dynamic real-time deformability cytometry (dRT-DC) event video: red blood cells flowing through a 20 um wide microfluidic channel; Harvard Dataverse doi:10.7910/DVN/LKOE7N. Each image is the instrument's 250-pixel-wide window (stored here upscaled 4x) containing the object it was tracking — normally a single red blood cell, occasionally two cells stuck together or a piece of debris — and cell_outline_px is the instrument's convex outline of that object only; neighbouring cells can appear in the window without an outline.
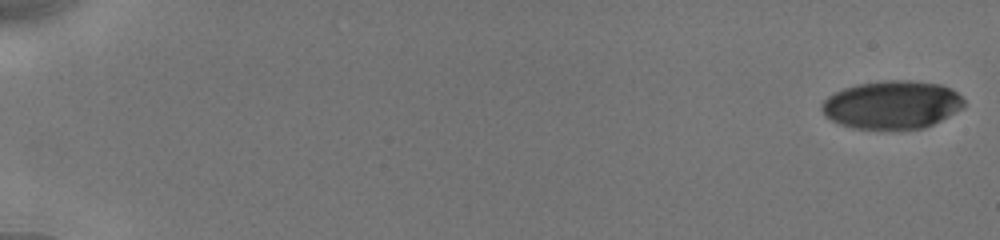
{"species": "human", "species_latin": "Homo sapiens", "temperature_condition": "cold", "stored_images_in_passage": 13, "camera_frame_rate_fps": 3000, "um_per_image_px": 0.085, "donor": {"sex": "male"}, "frame": {"image": 1, "passage_image": 1, "time_ms": 0.0, "image_size_px": [1000, 240], "cell_outline_px": [[964, 108], [924, 128], [852, 128], [840, 124], [824, 116], [820, 108], [820, 104], [828, 96], [844, 88], [856, 84], [884, 80], [908, 80], [940, 84], [952, 88], [964, 100]], "centroid_in_image_um": [75.8, 8.89], "position_along_channel_um": 9.2, "area_um2": 39.82}}
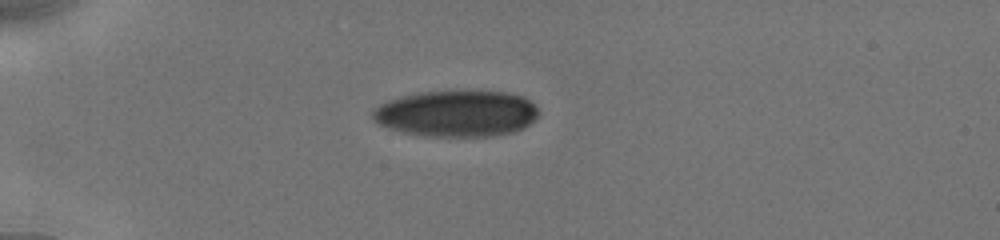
{"frame": {"image": 2, "passage_image": 9, "time_ms": 5.0, "image_size_px": [1000, 240], "cell_outline_px": [[540, 112], [536, 120], [524, 128], [516, 132], [492, 136], [424, 136], [404, 132], [388, 128], [372, 120], [372, 112], [380, 104], [388, 100], [404, 96], [424, 92], [508, 92], [524, 96], [536, 104]], "centroid_in_image_um": [38.88, 9.67], "position_along_channel_um": 46.1, "area_um2": 44.85}}
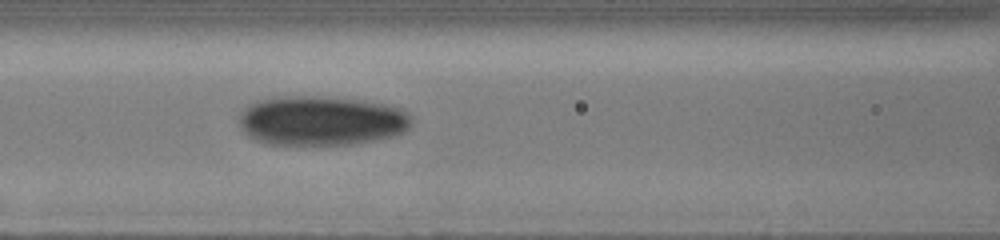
{"frame": {"image": 3, "passage_image": 13, "time_ms": 8.333, "image_size_px": [1000, 240], "cell_outline_px": [[412, 124], [404, 132], [392, 136], [356, 144], [268, 144], [256, 140], [248, 136], [240, 128], [240, 112], [256, 100], [276, 96], [316, 96], [360, 100], [384, 104], [400, 108], [408, 112], [412, 116]], "centroid_in_image_um": [27.31, 10.25], "position_along_channel_um": 139.3, "area_um2": 50.0}}